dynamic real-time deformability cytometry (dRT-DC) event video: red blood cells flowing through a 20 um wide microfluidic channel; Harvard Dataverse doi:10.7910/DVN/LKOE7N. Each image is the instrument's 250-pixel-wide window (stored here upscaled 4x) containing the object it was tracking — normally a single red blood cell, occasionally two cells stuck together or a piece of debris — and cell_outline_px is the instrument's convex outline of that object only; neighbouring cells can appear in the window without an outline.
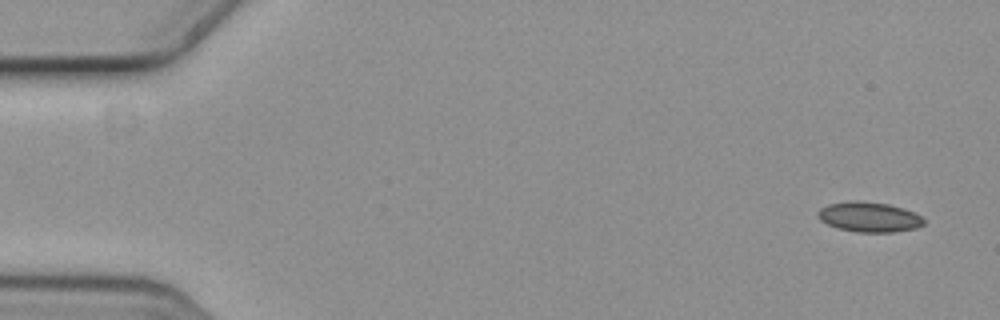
{"species": "common noctule bat (a hibernating species)", "species_latin": "Nyctalus noctula", "temperature_condition": "cold", "stored_images_in_passage": 6, "camera_frame_rate_fps": 3000, "um_per_image_px": 0.085, "animal": {"sex": "female", "body_mass_g": 19.3, "forearm_length_mm": 54.1}, "frame": {"image": 1, "passage_image": 1, "time_ms": 0.0, "image_size_px": [1000, 320], "cell_outline_px": [[924, 224], [916, 228], [896, 232], [856, 232], [836, 228], [820, 220], [816, 216], [816, 212], [820, 208], [828, 204], [848, 200], [860, 200], [888, 204], [904, 208], [920, 216], [924, 220]], "centroid_in_image_um": [73.83, 18.43], "position_along_channel_um": 11.2, "area_um2": 18.79}}
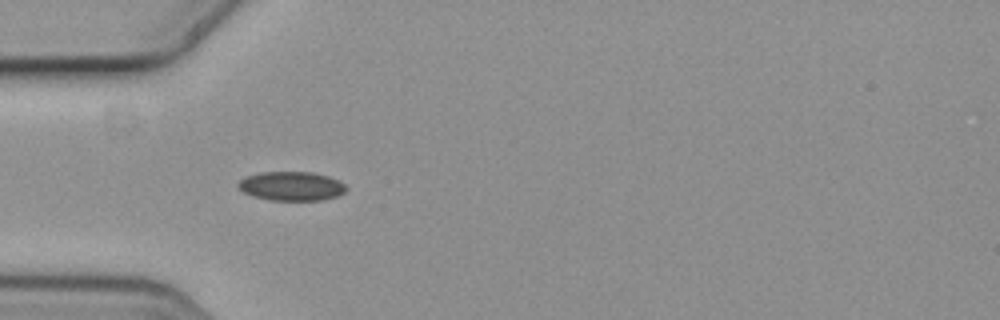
{"frame": {"image": 2, "passage_image": 5, "time_ms": 1.333, "image_size_px": [1000, 320], "cell_outline_px": [[348, 188], [344, 192], [336, 196], [324, 200], [268, 200], [252, 196], [236, 188], [236, 184], [244, 176], [260, 172], [312, 172], [328, 176], [344, 184]], "centroid_in_image_um": [24.72, 15.82], "position_along_channel_um": 60.3, "area_um2": 18.44}}
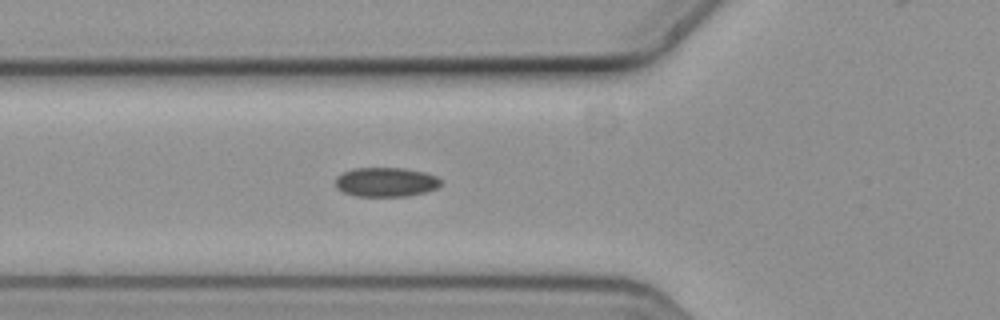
{"frame": {"image": 3, "passage_image": 6, "time_ms": 1.667, "image_size_px": [1000, 320], "cell_outline_px": [[444, 184], [428, 192], [408, 196], [356, 196], [344, 192], [336, 188], [336, 176], [352, 168], [404, 168], [424, 172], [436, 176], [444, 180]], "centroid_in_image_um": [32.85, 15.48], "position_along_channel_um": 92.9, "area_um2": 18.26}}